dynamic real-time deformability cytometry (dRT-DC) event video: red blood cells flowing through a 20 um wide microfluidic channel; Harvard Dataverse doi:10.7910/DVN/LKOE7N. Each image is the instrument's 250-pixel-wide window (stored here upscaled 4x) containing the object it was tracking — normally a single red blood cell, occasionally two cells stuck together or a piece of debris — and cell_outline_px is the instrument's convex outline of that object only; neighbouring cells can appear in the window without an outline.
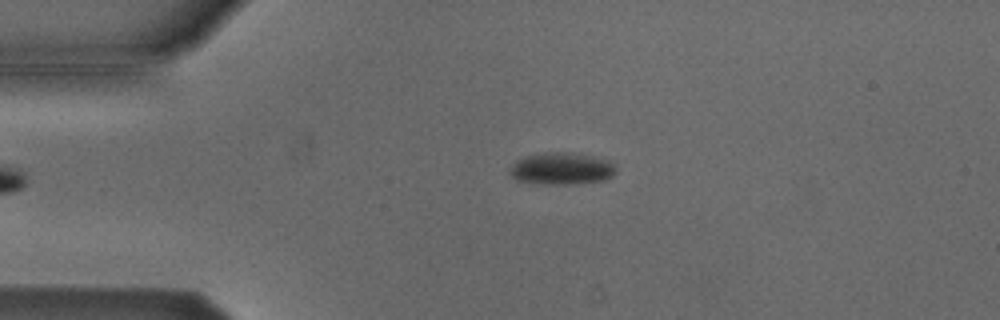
{"species": "Egyptian fruit bat (a non-hibernating species)", "species_latin": "Rousettus aegyptiacus", "temperature_condition": "cold", "stored_images_in_passage": 37, "camera_frame_rate_fps": 3000, "um_per_image_px": 0.085, "animal": {"sex": "male"}, "frame": {"image": 1, "passage_image": 1, "time_ms": 0.0, "image_size_px": [1000, 320], "cell_outline_px": [[616, 172], [612, 176], [604, 180], [572, 184], [544, 184], [516, 180], [508, 172], [512, 164], [516, 160], [524, 156], [544, 152], [564, 152], [592, 156], [608, 160], [616, 164]], "centroid_in_image_um": [47.73, 14.33], "position_along_channel_um": 37.3, "area_um2": 19.94}}
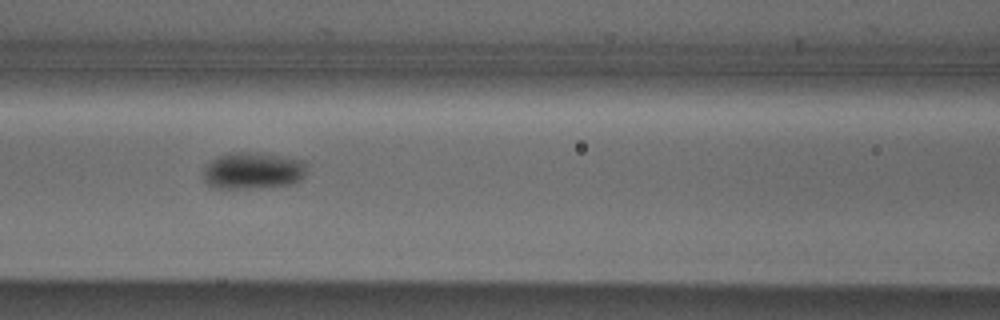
{"frame": {"image": 2, "passage_image": 12, "time_ms": 3.667, "image_size_px": [1000, 320], "cell_outline_px": [[304, 176], [300, 180], [292, 184], [260, 188], [212, 188], [204, 180], [204, 168], [216, 156], [232, 152], [260, 152], [284, 156], [304, 160]], "centroid_in_image_um": [21.49, 14.5], "position_along_channel_um": 145.1, "area_um2": 22.37}}
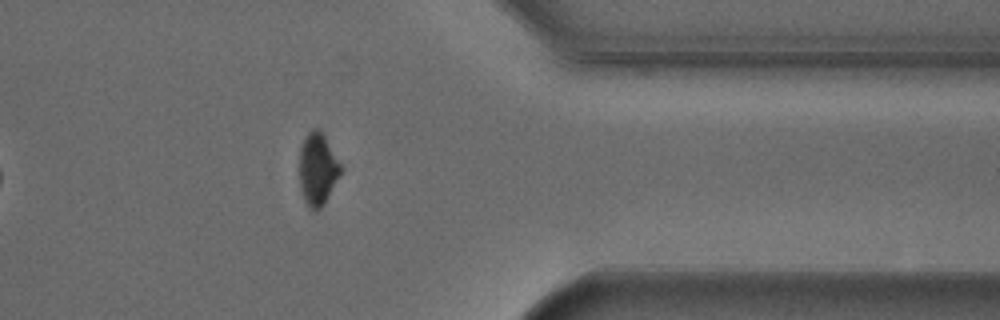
{"frame": {"image": 3, "passage_image": 32, "time_ms": 10.333, "image_size_px": [1000, 320], "cell_outline_px": [[344, 168], [340, 176], [324, 204], [316, 212], [308, 208], [304, 200], [300, 188], [300, 148], [304, 136], [312, 128], [320, 128]], "centroid_in_image_um": [27.02, 14.37], "position_along_channel_um": 384.4, "area_um2": 17.8}, "authors_computed_cell_mechanics": {"area_um2": 20.808, "velocity_mm_per_s": 3.8171, "shape_relaxation_time_tau1_ms": 2.3255, "shape_relaxation_time_tau2_ms": null, "deformation_change_tau1": 0.0596, "deformation_change_tau2": null}}